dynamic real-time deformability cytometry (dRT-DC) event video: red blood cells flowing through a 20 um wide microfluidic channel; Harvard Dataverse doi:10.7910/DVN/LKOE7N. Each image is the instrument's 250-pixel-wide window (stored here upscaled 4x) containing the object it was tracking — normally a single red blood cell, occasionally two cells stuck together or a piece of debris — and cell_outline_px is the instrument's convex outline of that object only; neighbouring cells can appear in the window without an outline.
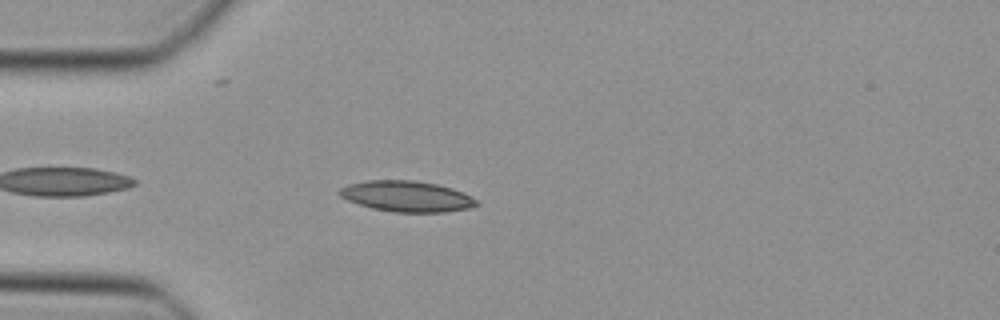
{"species": "Egyptian fruit bat (a non-hibernating species)", "species_latin": "Rousettus aegyptiacus", "temperature_condition": "cold", "stored_images_in_passage": 35, "camera_frame_rate_fps": 3000, "um_per_image_px": 0.085, "animal": {"sex": "female"}, "frame": {"image": 1, "passage_image": 3, "time_ms": 0.667, "image_size_px": [1000, 320], "cell_outline_px": [[480, 204], [468, 208], [444, 212], [392, 212], [372, 208], [348, 200], [340, 196], [340, 188], [348, 184], [368, 180], [416, 180], [436, 184], [452, 188], [464, 192], [480, 200]], "centroid_in_image_um": [34.63, 16.68], "position_along_channel_um": 50.4, "area_um2": 24.68}}
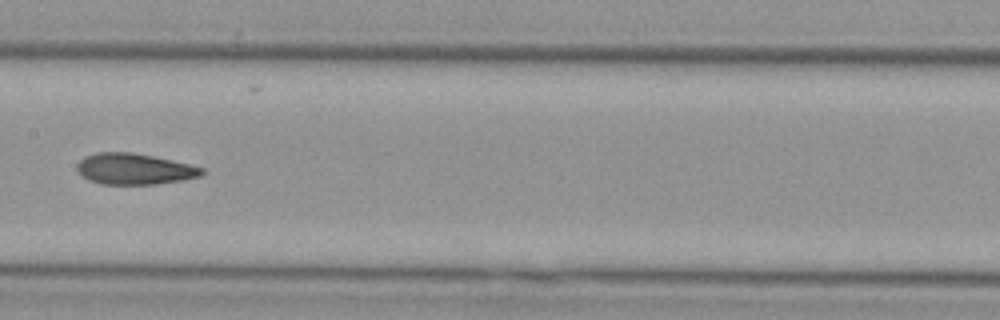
{"frame": {"image": 2, "passage_image": 14, "time_ms": 4.333, "image_size_px": [1000, 320], "cell_outline_px": [[204, 172], [200, 176], [184, 180], [156, 184], [100, 184], [88, 180], [76, 168], [76, 164], [84, 156], [96, 152], [132, 152], [172, 160], [204, 168]], "centroid_in_image_um": [11.4, 14.36], "position_along_channel_um": 196.0, "area_um2": 22.6}}
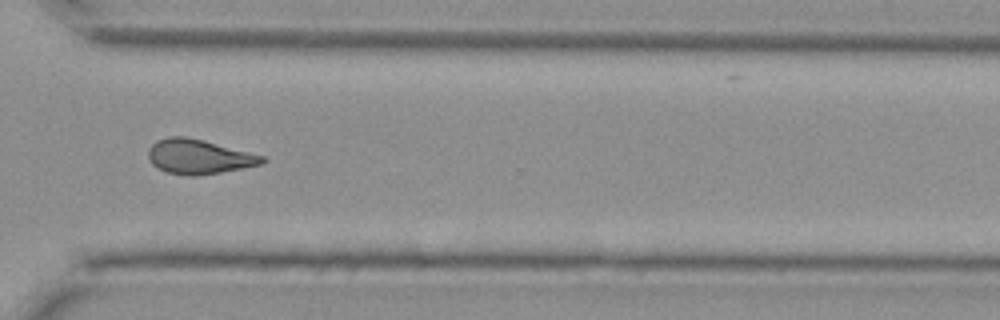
{"frame": {"image": 3, "passage_image": 25, "time_ms": 8.0, "image_size_px": [1000, 320], "cell_outline_px": [[268, 160], [264, 164], [220, 172], [192, 176], [188, 176], [168, 172], [156, 168], [152, 164], [148, 156], [148, 148], [156, 140], [168, 136], [184, 136], [204, 140], [264, 156]], "centroid_in_image_um": [16.89, 13.31], "position_along_channel_um": 353.7, "area_um2": 23.0}}